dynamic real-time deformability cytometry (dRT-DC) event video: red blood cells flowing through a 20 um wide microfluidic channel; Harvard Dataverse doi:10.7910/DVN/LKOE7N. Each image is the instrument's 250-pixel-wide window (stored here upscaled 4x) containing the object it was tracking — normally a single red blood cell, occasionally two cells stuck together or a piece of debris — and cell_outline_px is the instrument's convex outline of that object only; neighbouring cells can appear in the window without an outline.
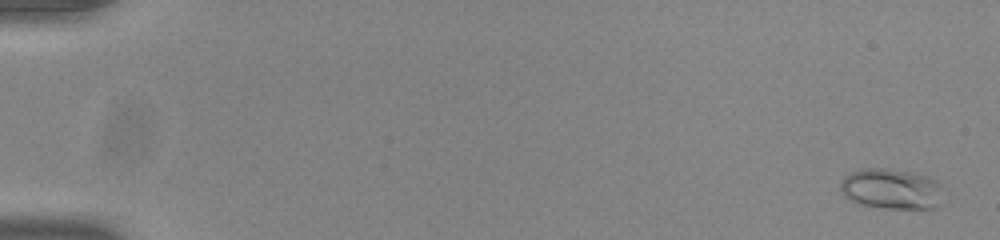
{"species": "common noctule bat (a hibernating species)", "species_latin": "Nyctalus noctula", "temperature_condition": "room temperature", "stored_images_in_passage": 14, "camera_frame_rate_fps": 3000, "um_per_image_px": 0.085, "animal": {"sex": "male", "body_mass_g": 20.0, "forearm_length_mm": 53.3}, "frame": {"image": 1, "passage_image": 3, "time_ms": 0.667, "image_size_px": [1000, 240], "cell_outline_px": [[940, 184], [936, 208], [880, 208], [860, 204], [844, 196], [840, 188], [840, 180], [844, 176], [860, 168], [888, 168], [928, 176], [936, 180]], "centroid_in_image_um": [75.68, 16.04], "position_along_channel_um": 9.3, "area_um2": 23.99}}